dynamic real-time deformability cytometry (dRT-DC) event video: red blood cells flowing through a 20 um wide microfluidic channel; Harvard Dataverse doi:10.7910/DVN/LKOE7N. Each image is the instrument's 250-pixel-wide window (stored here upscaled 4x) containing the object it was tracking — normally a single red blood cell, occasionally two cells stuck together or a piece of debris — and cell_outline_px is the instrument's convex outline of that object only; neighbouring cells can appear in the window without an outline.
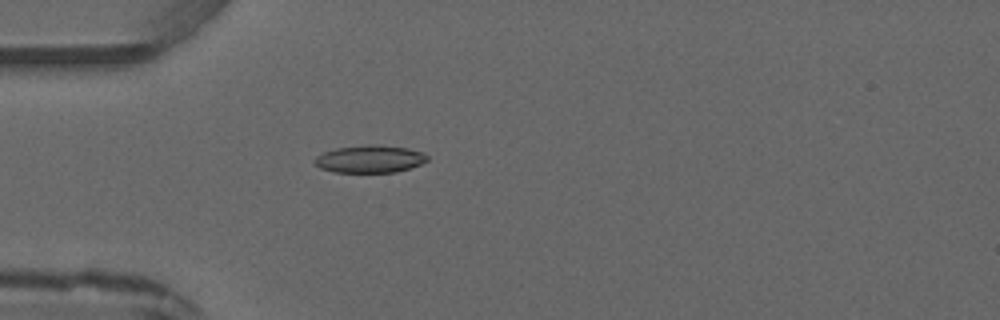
{"species": "common noctule bat (a hibernating species)", "species_latin": "Nyctalus noctula", "temperature_condition": "warm", "stored_images_in_passage": 2, "camera_frame_rate_fps": 3000, "um_per_image_px": 0.085, "animal": {"sex": "male", "forearm_length_mm": 52.5}, "frame": {"image": 1, "passage_image": 2, "time_ms": 2.0, "image_size_px": [1000, 320], "cell_outline_px": [[428, 160], [420, 164], [396, 172], [336, 172], [320, 168], [312, 160], [316, 156], [324, 152], [336, 148], [368, 144], [372, 144], [408, 148], [424, 152], [428, 156]], "centroid_in_image_um": [31.43, 13.5], "position_along_channel_um": 53.6, "area_um2": 18.03}}